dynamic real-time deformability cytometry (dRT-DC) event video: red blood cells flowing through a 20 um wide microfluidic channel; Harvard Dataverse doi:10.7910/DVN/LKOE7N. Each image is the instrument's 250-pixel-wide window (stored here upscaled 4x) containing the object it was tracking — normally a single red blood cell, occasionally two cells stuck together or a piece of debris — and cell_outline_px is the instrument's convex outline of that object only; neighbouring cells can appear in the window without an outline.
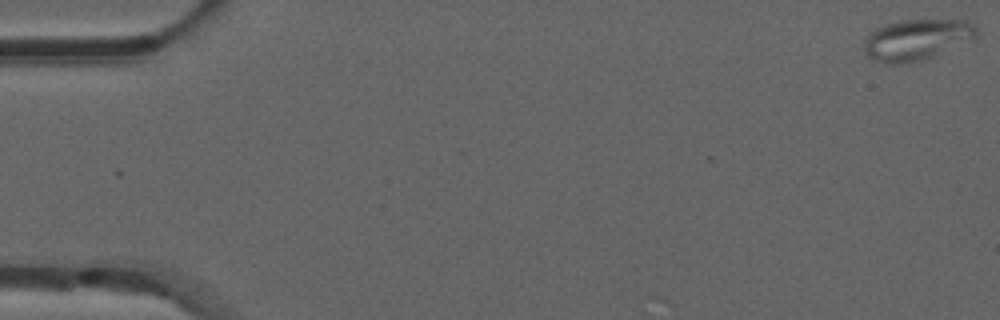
{"species": "common noctule bat (a hibernating species)", "species_latin": "Nyctalus noctula", "temperature_condition": "room temperature", "stored_images_in_passage": 5, "camera_frame_rate_fps": 3000, "um_per_image_px": 0.085, "animal": {"sex": "male", "forearm_length_mm": 52.5}, "frame": {"image": 1, "passage_image": 1, "time_ms": 0.0, "image_size_px": [1000, 320], "cell_outline_px": [[976, 36], [928, 56], [916, 60], [876, 60], [868, 56], [864, 52], [864, 44], [868, 36], [876, 28], [900, 20], [968, 20], [976, 28]], "centroid_in_image_um": [77.89, 3.28], "position_along_channel_um": 7.1, "area_um2": 24.85}}
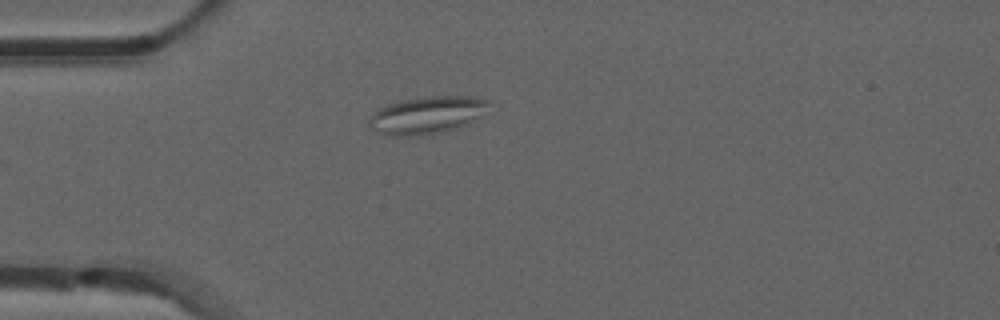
{"frame": {"image": 2, "passage_image": 5, "time_ms": 1.333, "image_size_px": [1000, 320], "cell_outline_px": [[488, 104], [480, 116], [468, 124], [444, 132], [416, 136], [392, 136], [380, 132], [372, 128], [368, 124], [368, 120], [372, 112], [388, 104], [400, 100], [432, 96], [468, 96], [488, 100]], "centroid_in_image_um": [36.25, 9.79], "position_along_channel_um": 48.7, "area_um2": 25.95}}